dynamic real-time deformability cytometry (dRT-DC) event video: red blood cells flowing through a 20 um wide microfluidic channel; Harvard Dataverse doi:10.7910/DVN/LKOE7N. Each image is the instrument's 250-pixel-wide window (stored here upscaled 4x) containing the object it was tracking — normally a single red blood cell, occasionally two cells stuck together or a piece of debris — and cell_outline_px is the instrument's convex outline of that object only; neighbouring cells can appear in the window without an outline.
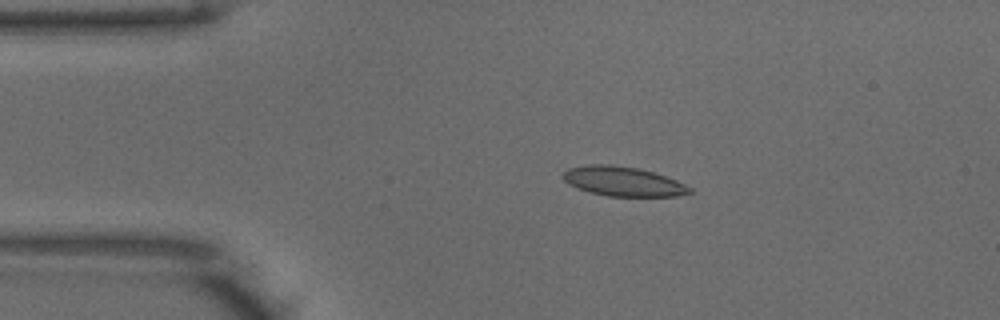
{"species": "common noctule bat (a hibernating species)", "species_latin": "Nyctalus noctula", "temperature_condition": "warm", "stored_images_in_passage": 50, "camera_frame_rate_fps": 3000, "um_per_image_px": 0.085, "animal": {"sex": "male", "body_mass_g": 18.8}, "frame": {"image": 1, "passage_image": 9, "time_ms": 2.667, "image_size_px": [1000, 320], "cell_outline_px": [[692, 192], [676, 196], [608, 196], [588, 192], [576, 188], [568, 184], [560, 176], [568, 168], [592, 164], [612, 164], [636, 168], [652, 172], [676, 180], [692, 188]], "centroid_in_image_um": [52.91, 15.42], "position_along_channel_um": 32.1, "area_um2": 21.73}}
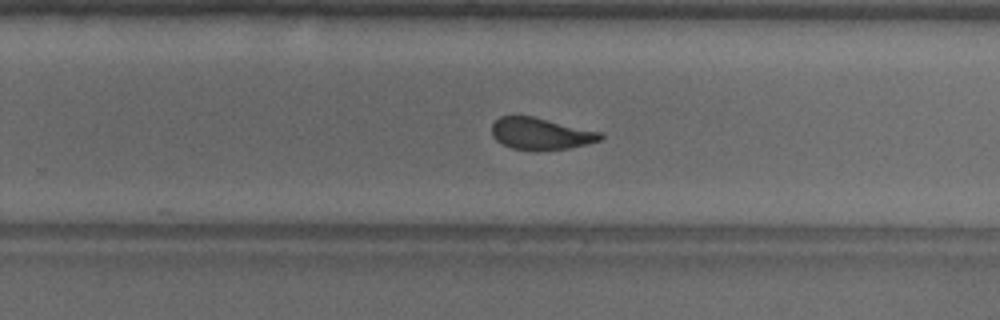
{"frame": {"image": 2, "passage_image": 31, "time_ms": 10.0, "image_size_px": [1000, 320], "cell_outline_px": [[604, 136], [600, 140], [588, 144], [568, 148], [536, 152], [512, 148], [496, 140], [492, 136], [492, 124], [500, 116], [532, 116], [600, 132]], "centroid_in_image_um": [45.94, 11.39], "position_along_channel_um": 283.9, "area_um2": 20.17}}
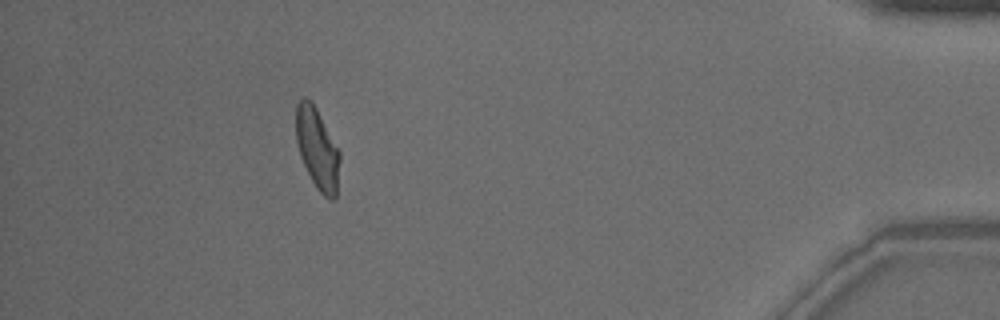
{"frame": {"image": 3, "passage_image": 45, "time_ms": 14.667, "image_size_px": [1000, 320], "cell_outline_px": [[340, 160], [336, 196], [332, 200], [328, 200], [316, 188], [300, 156], [296, 140], [296, 104], [304, 96], [312, 100], [340, 152]], "centroid_in_image_um": [26.97, 12.62], "position_along_channel_um": 408.2, "area_um2": 20.69}, "authors_computed_cell_mechanics": {"area_um2": 21.2415, "velocity_mm_per_s": 3.9376, "shape_relaxation_time_tau1_ms": 4.7268, "shape_relaxation_time_tau2_ms": 1.203, "deformation_change_tau1": 0.1546, "deformation_change_tau2": 0.0779}}